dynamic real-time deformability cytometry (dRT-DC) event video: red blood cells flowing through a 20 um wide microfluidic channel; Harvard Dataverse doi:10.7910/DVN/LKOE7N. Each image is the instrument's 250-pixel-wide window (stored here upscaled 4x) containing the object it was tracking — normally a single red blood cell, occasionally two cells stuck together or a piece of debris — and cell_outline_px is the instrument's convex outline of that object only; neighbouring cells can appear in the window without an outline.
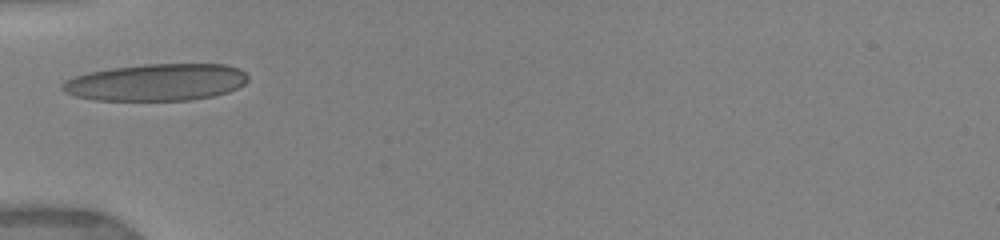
{"species": "human", "species_latin": "Homo sapiens", "temperature_condition": "warm", "stored_images_in_passage": 2, "camera_frame_rate_fps": 3000, "um_per_image_px": 0.085, "donor": {"sex": "female"}, "frame": {"image": 1, "passage_image": 1, "time_ms": 0.0, "image_size_px": [1000, 240], "cell_outline_px": [[248, 80], [244, 84], [228, 92], [212, 96], [188, 100], [96, 100], [76, 96], [64, 92], [60, 88], [60, 84], [76, 76], [88, 72], [112, 68], [144, 64], [224, 64], [240, 68], [248, 76]], "centroid_in_image_um": [13.3, 6.99], "position_along_channel_um": 71.7, "area_um2": 39.94}}